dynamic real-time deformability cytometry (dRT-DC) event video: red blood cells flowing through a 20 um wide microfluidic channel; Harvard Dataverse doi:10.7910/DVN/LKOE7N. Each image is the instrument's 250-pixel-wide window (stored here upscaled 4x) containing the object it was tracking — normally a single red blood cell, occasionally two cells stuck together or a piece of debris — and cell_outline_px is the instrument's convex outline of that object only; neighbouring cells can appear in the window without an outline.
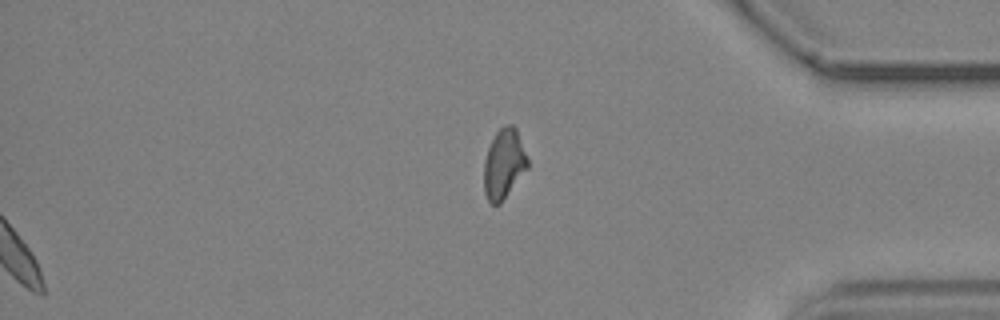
{"species": "common noctule bat (a hibernating species)", "species_latin": "Nyctalus noctula", "temperature_condition": "cold", "stored_images_in_passage": 52, "segment_of_instrument_passage": [2, 2], "camera_frame_rate_fps": 3000, "um_per_image_px": 0.085, "animal": {"sex": "male", "body_mass_g": 19.2, "forearm_length_mm": 51.8}, "frame": {"image": 1, "passage_image": 52, "time_ms": 17.0, "image_size_px": [1000, 320], "cell_outline_px": [[528, 168], [500, 204], [492, 204], [488, 200], [484, 192], [484, 160], [488, 148], [496, 132], [504, 124], [512, 124], [516, 128], [528, 160]], "centroid_in_image_um": [42.82, 13.93], "position_along_channel_um": 392.4, "area_um2": 17.69}}